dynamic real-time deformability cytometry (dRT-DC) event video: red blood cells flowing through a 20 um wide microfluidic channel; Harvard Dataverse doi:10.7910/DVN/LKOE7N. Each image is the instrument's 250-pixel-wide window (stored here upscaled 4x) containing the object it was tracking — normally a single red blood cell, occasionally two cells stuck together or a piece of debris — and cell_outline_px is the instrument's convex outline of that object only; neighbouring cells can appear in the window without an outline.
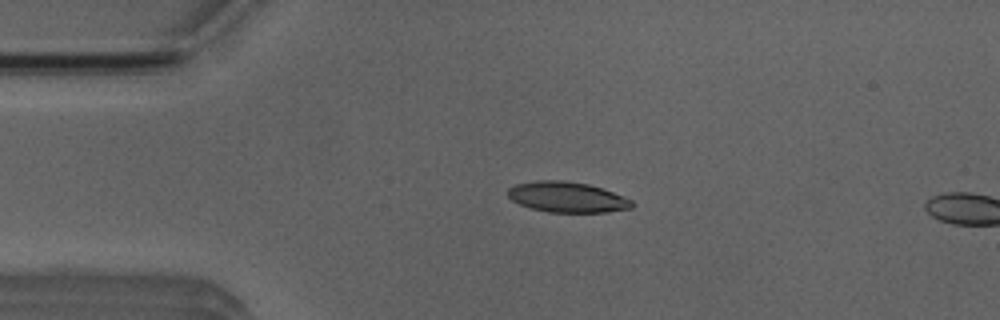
{"species": "Egyptian fruit bat (a non-hibernating species)", "species_latin": "Rousettus aegyptiacus", "temperature_condition": "room temperature", "stored_images_in_passage": 3, "camera_frame_rate_fps": 3000, "um_per_image_px": 0.085, "animal": {"sex": "male"}, "frame": {"image": 1, "passage_image": 2, "time_ms": 1.333, "image_size_px": [1000, 320], "cell_outline_px": [[632, 208], [608, 212], [548, 212], [532, 208], [520, 204], [512, 200], [508, 196], [508, 188], [516, 184], [536, 180], [560, 180], [588, 184], [624, 196], [632, 200]], "centroid_in_image_um": [48.2, 16.75], "position_along_channel_um": 36.8, "area_um2": 21.91}}